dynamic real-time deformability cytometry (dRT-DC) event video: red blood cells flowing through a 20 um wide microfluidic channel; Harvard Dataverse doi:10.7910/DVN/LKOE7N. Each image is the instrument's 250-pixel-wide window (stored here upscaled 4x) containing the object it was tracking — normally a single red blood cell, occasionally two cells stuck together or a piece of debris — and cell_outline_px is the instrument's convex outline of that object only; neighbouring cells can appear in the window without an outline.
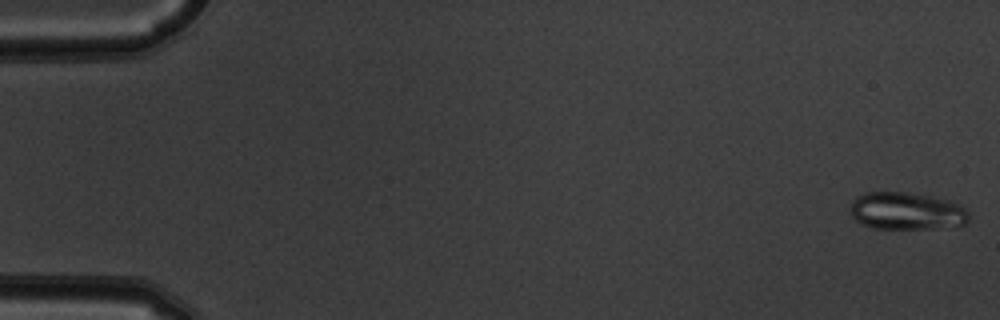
{"species": "common noctule bat (a hibernating species)", "species_latin": "Nyctalus noctula", "temperature_condition": "warm", "stored_images_in_passage": 53, "camera_frame_rate_fps": 3000, "um_per_image_px": 0.085, "animal": {"sex": "male", "body_mass_g": 19.5, "forearm_length_mm": 54.6}, "frame": {"image": 1, "passage_image": 1, "time_ms": 0.0, "image_size_px": [1000, 320], "cell_outline_px": [[968, 220], [964, 224], [928, 228], [872, 228], [856, 220], [852, 216], [848, 208], [852, 200], [856, 196], [864, 192], [908, 192], [932, 196], [952, 200], [960, 204], [968, 212]], "centroid_in_image_um": [77.02, 17.91], "position_along_channel_um": 8.0, "area_um2": 25.95}}
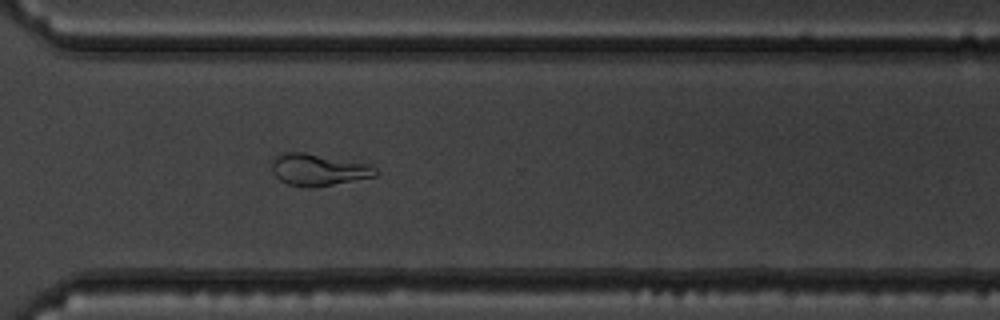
{"frame": {"image": 2, "passage_image": 39, "time_ms": 12.667, "image_size_px": [1000, 320], "cell_outline_px": [[380, 172], [376, 176], [312, 188], [304, 188], [288, 184], [280, 180], [272, 172], [272, 160], [276, 156], [284, 152], [304, 152], [372, 164]], "centroid_in_image_um": [27.08, 14.43], "position_along_channel_um": 343.5, "area_um2": 19.48}}
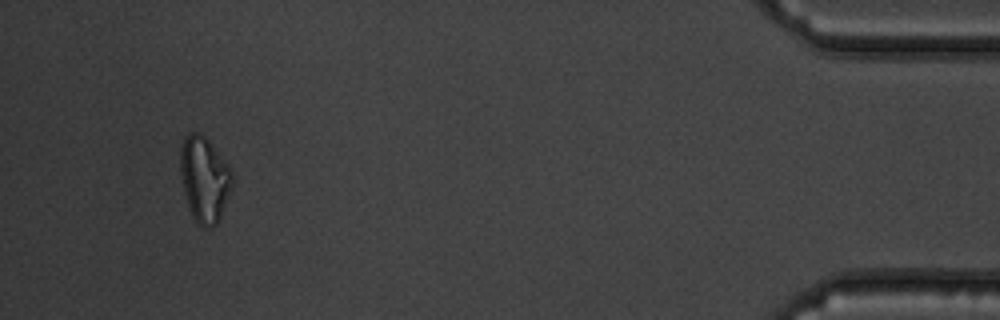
{"frame": {"image": 3, "passage_image": 50, "time_ms": 16.333, "image_size_px": [1000, 320], "cell_outline_px": [[232, 184], [220, 220], [216, 224], [208, 228], [204, 228], [192, 216], [184, 192], [180, 172], [180, 148], [188, 132], [200, 132], [208, 140], [228, 164], [232, 172]], "centroid_in_image_um": [17.37, 15.22], "position_along_channel_um": 417.8, "area_um2": 25.66}, "authors_computed_cell_mechanics": {"area_um2": 22.253, "velocity_mm_per_s": 3.855, "shape_relaxation_time_tau1_ms": null, "shape_relaxation_time_tau2_ms": 6.2528, "deformation_change_tau1": null, "deformation_change_tau2": 0.0958}}